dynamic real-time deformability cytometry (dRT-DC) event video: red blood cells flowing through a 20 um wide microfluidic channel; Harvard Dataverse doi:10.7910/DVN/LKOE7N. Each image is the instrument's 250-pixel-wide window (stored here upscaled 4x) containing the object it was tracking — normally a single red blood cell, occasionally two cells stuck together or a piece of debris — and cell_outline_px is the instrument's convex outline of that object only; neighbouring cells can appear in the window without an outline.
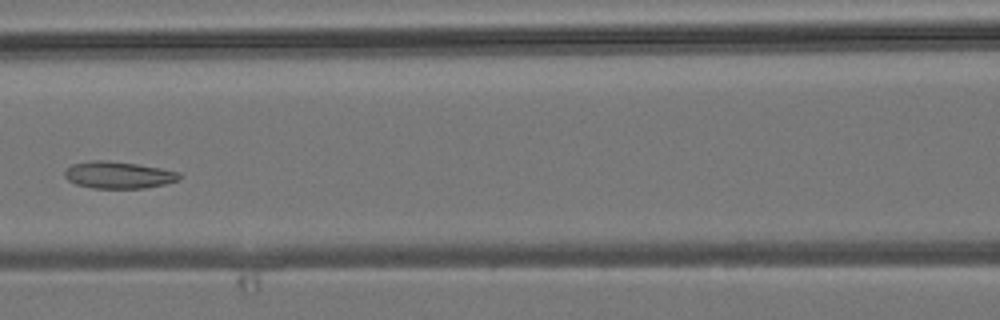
{"species": "common noctule bat (a hibernating species)", "species_latin": "Nyctalus noctula", "temperature_condition": "room temperature", "stored_images_in_passage": 4, "camera_frame_rate_fps": 3000, "um_per_image_px": 0.085, "animal": {"sex": "male", "body_mass_g": 19.2, "forearm_length_mm": 51.8}, "frame": {"image": 1, "passage_image": 4, "time_ms": 3.333, "image_size_px": [1000, 320], "cell_outline_px": [[180, 180], [164, 184], [144, 188], [92, 188], [76, 184], [68, 180], [64, 176], [64, 172], [72, 164], [92, 160], [104, 160], [136, 164], [160, 168], [180, 172]], "centroid_in_image_um": [10.06, 14.87], "position_along_channel_um": 156.5, "area_um2": 17.92}}